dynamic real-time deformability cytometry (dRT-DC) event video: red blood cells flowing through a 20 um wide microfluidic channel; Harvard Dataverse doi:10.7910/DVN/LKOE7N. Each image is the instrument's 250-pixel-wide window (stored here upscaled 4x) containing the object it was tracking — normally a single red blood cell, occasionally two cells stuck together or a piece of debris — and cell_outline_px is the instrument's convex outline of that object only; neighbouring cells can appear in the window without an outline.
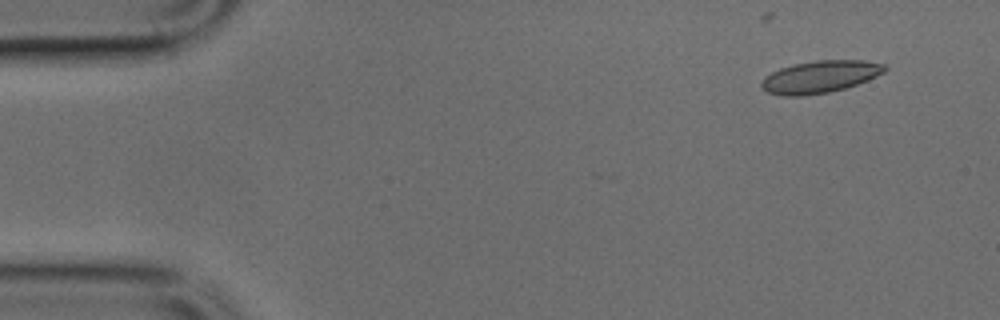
{"species": "common noctule bat (a hibernating species)", "species_latin": "Nyctalus noctula", "temperature_condition": "cold", "stored_images_in_passage": 3, "camera_frame_rate_fps": 3000, "um_per_image_px": 0.085, "animal": {"sex": "male", "body_mass_g": 17.9, "forearm_length_mm": 54.2}, "frame": {"image": 1, "passage_image": 1, "time_ms": 0.0, "image_size_px": [1000, 320], "cell_outline_px": [[888, 68], [884, 72], [868, 80], [844, 88], [828, 92], [804, 96], [780, 96], [768, 92], [760, 84], [772, 72], [780, 68], [792, 64], [816, 60], [864, 60], [884, 64]], "centroid_in_image_um": [69.72, 6.52], "position_along_channel_um": 15.3, "area_um2": 23.0}}
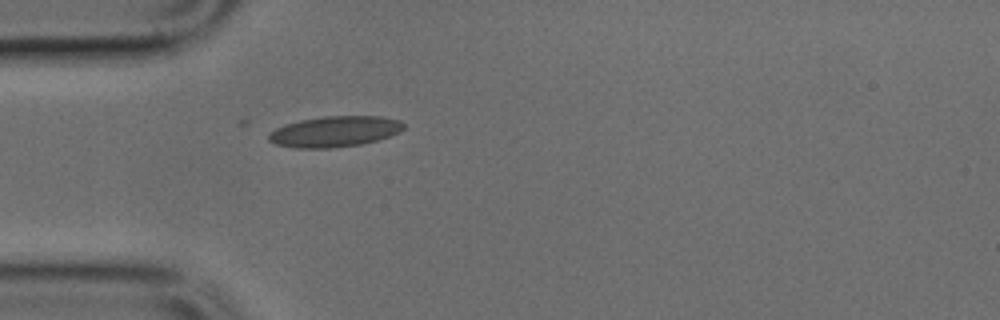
{"frame": {"image": 2, "passage_image": 3, "time_ms": 0.667, "image_size_px": [1000, 320], "cell_outline_px": [[404, 128], [400, 132], [376, 140], [360, 144], [332, 148], [296, 148], [276, 144], [268, 140], [268, 136], [276, 128], [284, 124], [300, 120], [324, 116], [380, 116], [400, 120], [404, 124]], "centroid_in_image_um": [28.45, 11.17], "position_along_channel_um": 56.6, "area_um2": 24.1}}